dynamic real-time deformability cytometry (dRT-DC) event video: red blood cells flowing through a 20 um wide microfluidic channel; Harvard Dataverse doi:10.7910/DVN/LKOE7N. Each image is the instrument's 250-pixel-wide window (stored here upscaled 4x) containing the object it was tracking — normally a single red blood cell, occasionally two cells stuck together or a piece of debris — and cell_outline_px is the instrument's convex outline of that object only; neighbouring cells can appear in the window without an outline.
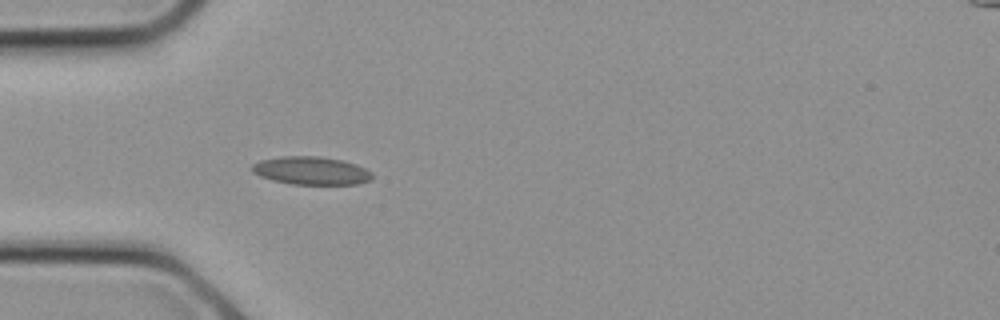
{"species": "common noctule bat (a hibernating species)", "species_latin": "Nyctalus noctula", "temperature_condition": "cold", "stored_images_in_passage": 7, "camera_frame_rate_fps": 3000, "um_per_image_px": 0.085, "animal": {"sex": "female", "body_mass_g": 21.9}, "frame": {"image": 1, "passage_image": 7, "time_ms": 2.0, "image_size_px": [1000, 320], "cell_outline_px": [[372, 176], [368, 180], [360, 184], [292, 184], [272, 180], [260, 176], [252, 172], [252, 164], [260, 160], [280, 156], [320, 156], [344, 160], [356, 164], [372, 172]], "centroid_in_image_um": [26.44, 14.5], "position_along_channel_um": 58.6, "area_um2": 19.71}}